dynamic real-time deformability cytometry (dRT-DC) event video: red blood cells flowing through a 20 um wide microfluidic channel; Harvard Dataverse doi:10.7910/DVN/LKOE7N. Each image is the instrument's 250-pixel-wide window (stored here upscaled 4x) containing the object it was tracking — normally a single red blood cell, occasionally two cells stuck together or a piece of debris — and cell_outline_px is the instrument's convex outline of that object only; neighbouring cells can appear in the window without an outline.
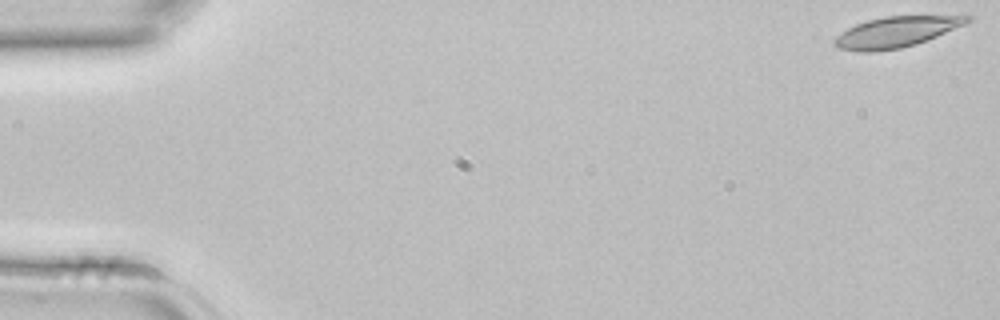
{"species": "common noctule bat (a hibernating species)", "species_latin": "Nyctalus noctula", "temperature_condition": "room temperature", "stored_images_in_passage": 3, "camera_frame_rate_fps": 3000, "um_per_image_px": 0.085, "animal": {"sex": "female", "body_mass_g": 22.7, "forearm_length_mm": 54.2}, "frame": {"image": 1, "passage_image": 1, "time_ms": 0.0, "image_size_px": [1000, 320], "cell_outline_px": [[972, 20], [964, 24], [936, 36], [916, 44], [900, 48], [876, 52], [856, 52], [836, 48], [832, 44], [832, 40], [840, 32], [856, 24], [868, 20], [884, 16], [968, 12], [972, 16]], "centroid_in_image_um": [76.26, 2.66], "position_along_channel_um": 8.7, "area_um2": 24.97}}
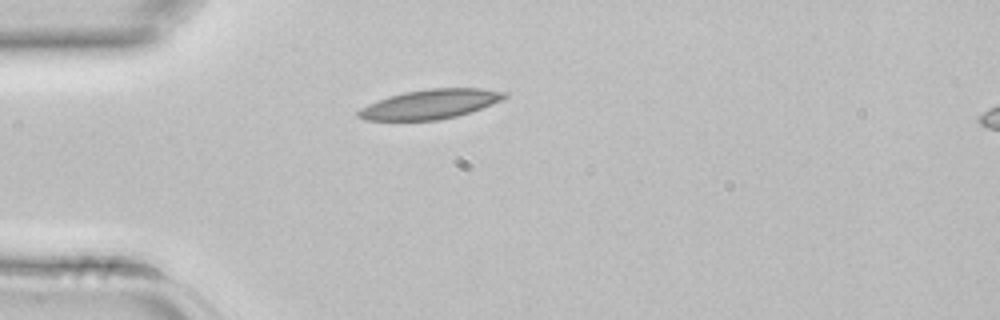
{"frame": {"image": 2, "passage_image": 3, "time_ms": 0.667, "image_size_px": [1000, 320], "cell_outline_px": [[508, 96], [504, 100], [472, 112], [456, 116], [436, 120], [364, 120], [356, 116], [356, 112], [360, 108], [368, 104], [388, 96], [404, 92], [428, 88], [480, 88], [508, 92]], "centroid_in_image_um": [36.6, 8.85], "position_along_channel_um": 48.4, "area_um2": 25.32}}